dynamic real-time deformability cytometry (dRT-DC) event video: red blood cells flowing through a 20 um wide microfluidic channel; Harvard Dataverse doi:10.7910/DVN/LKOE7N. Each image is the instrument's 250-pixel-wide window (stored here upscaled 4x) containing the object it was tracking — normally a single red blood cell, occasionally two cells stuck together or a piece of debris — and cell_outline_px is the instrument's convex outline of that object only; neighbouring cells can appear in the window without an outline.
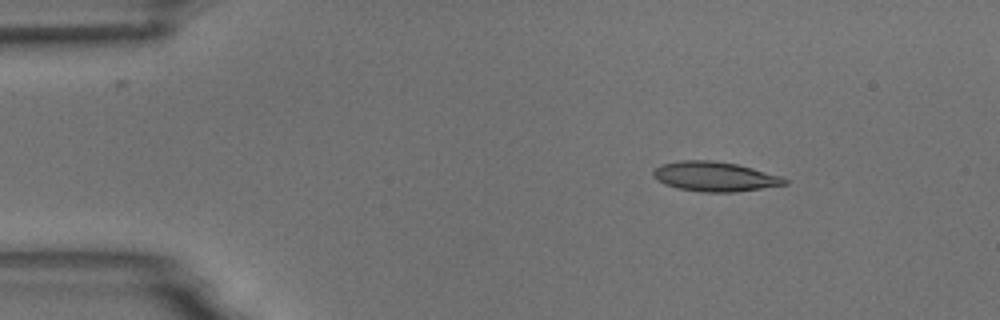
{"species": "common noctule bat (a hibernating species)", "species_latin": "Nyctalus noctula", "temperature_condition": "room temperature", "stored_images_in_passage": 3, "camera_frame_rate_fps": 3000, "um_per_image_px": 0.085, "animal": {"sex": "male", "body_mass_g": 18.8}, "frame": {"image": 1, "passage_image": 1, "time_ms": 0.0, "image_size_px": [1000, 320], "cell_outline_px": [[788, 184], [732, 192], [704, 192], [680, 188], [664, 184], [656, 180], [652, 176], [652, 172], [656, 168], [664, 164], [680, 160], [712, 160], [736, 164], [752, 168], [780, 176], [788, 180]], "centroid_in_image_um": [60.73, 15.0], "position_along_channel_um": 24.3, "area_um2": 22.43}}